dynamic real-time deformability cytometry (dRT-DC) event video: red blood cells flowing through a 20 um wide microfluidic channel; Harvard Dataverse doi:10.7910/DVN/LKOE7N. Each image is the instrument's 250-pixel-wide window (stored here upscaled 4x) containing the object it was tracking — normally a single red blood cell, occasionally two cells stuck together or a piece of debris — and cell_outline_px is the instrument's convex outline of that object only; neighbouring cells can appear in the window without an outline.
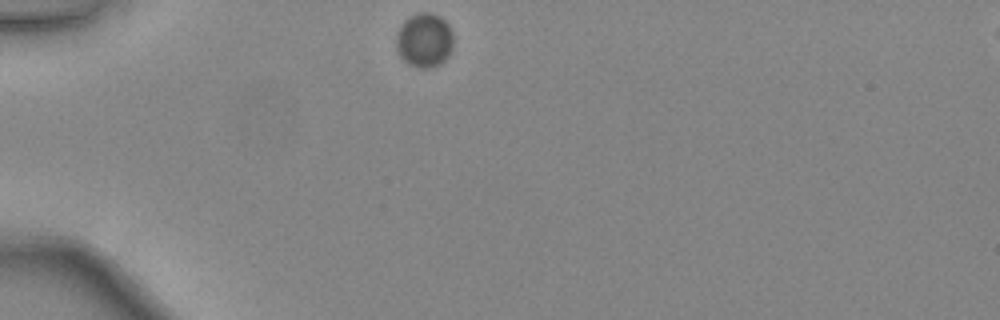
{"species": "common noctule bat (a hibernating species)", "species_latin": "Nyctalus noctula", "temperature_condition": "warm", "stored_images_in_passage": 35, "camera_frame_rate_fps": 3000, "um_per_image_px": 0.085, "animal": {"sex": "female", "body_mass_g": 24.6, "forearm_length_mm": 56.2}, "frame": {"image": 1, "passage_image": 1, "time_ms": 0.0, "image_size_px": [1000, 320], "cell_outline_px": [[452, 48], [448, 56], [440, 64], [428, 68], [420, 68], [408, 64], [400, 56], [396, 48], [396, 36], [404, 20], [420, 12], [428, 12], [440, 16], [448, 24], [452, 32]], "centroid_in_image_um": [36.07, 3.42], "position_along_channel_um": 48.9, "area_um2": 17.98}}
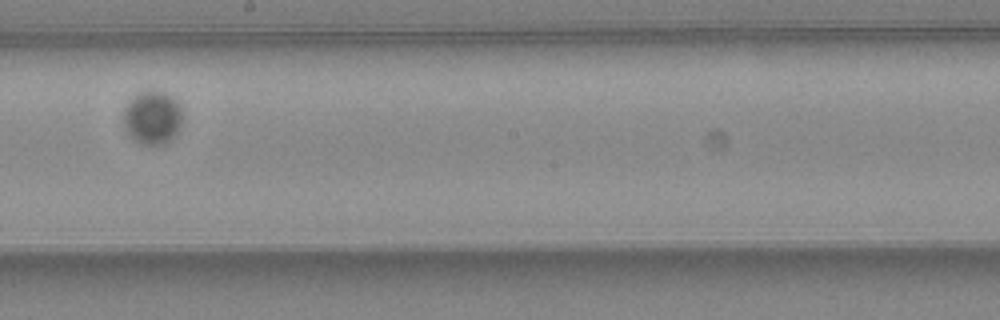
{"frame": {"image": 2, "passage_image": 16, "time_ms": 5.0, "image_size_px": [1000, 320], "cell_outline_px": [[180, 128], [164, 144], [140, 144], [128, 136], [124, 128], [124, 108], [128, 100], [132, 96], [140, 92], [164, 92], [172, 96], [176, 100], [180, 108]], "centroid_in_image_um": [12.9, 10.0], "position_along_channel_um": 235.3, "area_um2": 18.15}}
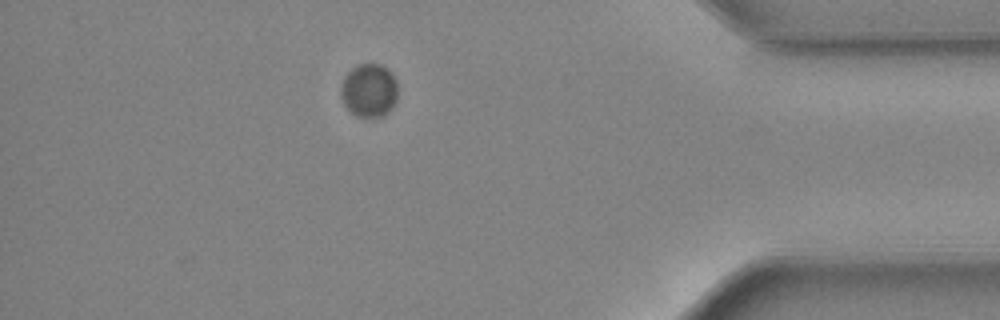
{"frame": {"image": 3, "passage_image": 30, "time_ms": 9.667, "image_size_px": [1000, 320], "cell_outline_px": [[396, 100], [392, 108], [380, 116], [356, 116], [344, 104], [340, 92], [340, 88], [344, 76], [352, 68], [360, 64], [380, 64], [388, 68], [396, 80]], "centroid_in_image_um": [31.36, 7.66], "position_along_channel_um": 403.8, "area_um2": 17.51}}